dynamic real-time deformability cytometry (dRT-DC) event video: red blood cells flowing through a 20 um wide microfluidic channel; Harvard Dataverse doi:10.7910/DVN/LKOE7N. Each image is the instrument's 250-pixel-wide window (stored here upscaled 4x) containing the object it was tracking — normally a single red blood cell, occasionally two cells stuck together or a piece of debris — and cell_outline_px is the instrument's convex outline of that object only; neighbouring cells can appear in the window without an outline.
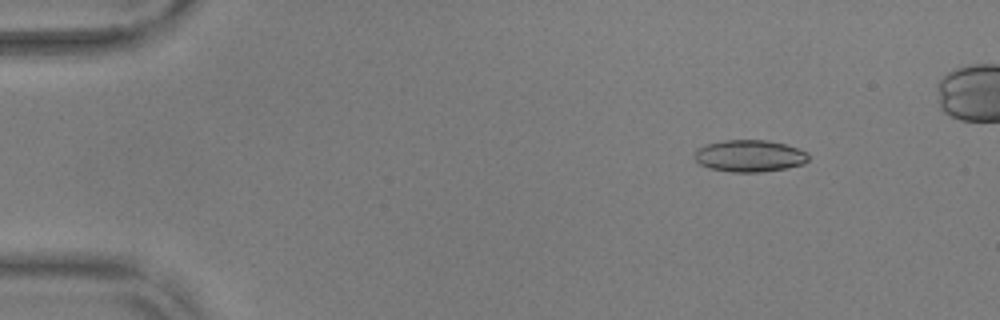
{"species": "common noctule bat (a hibernating species)", "species_latin": "Nyctalus noctula", "temperature_condition": "warm", "stored_images_in_passage": 49, "camera_frame_rate_fps": 3000, "um_per_image_px": 0.085, "animal": {"sex": "male", "body_mass_g": 17.9, "forearm_length_mm": 54.2}, "frame": {"image": 1, "passage_image": 4, "time_ms": 1.0, "image_size_px": [1000, 320], "cell_outline_px": [[808, 160], [804, 164], [788, 168], [760, 172], [732, 172], [708, 168], [700, 164], [696, 160], [696, 148], [704, 144], [724, 140], [768, 140], [784, 144], [808, 152]], "centroid_in_image_um": [63.71, 13.25], "position_along_channel_um": 21.3, "area_um2": 21.27}}
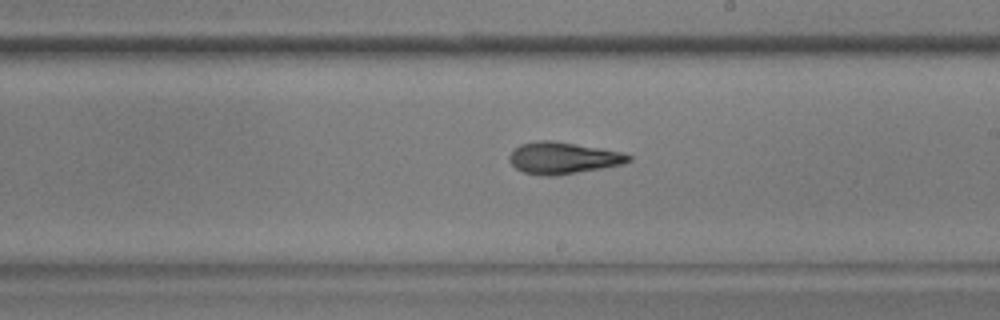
{"frame": {"image": 2, "passage_image": 29, "time_ms": 9.333, "image_size_px": [1000, 320], "cell_outline_px": [[632, 160], [624, 164], [604, 168], [556, 176], [544, 176], [524, 172], [516, 168], [508, 160], [508, 156], [520, 144], [540, 140], [552, 140], [624, 152], [632, 156]], "centroid_in_image_um": [47.89, 13.43], "position_along_channel_um": 241.1, "area_um2": 22.2}}
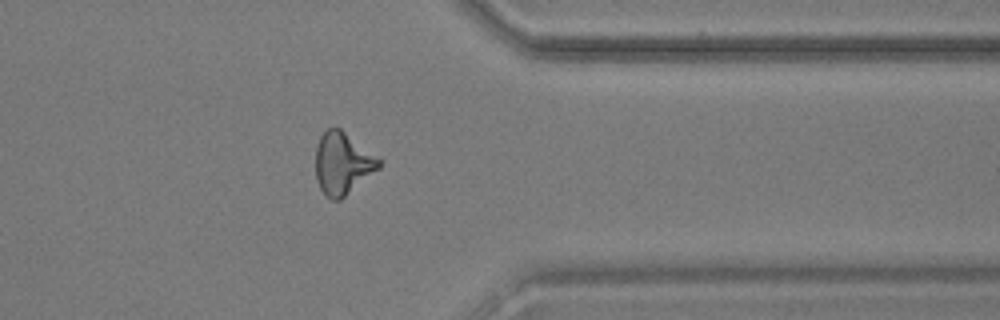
{"frame": {"image": 3, "passage_image": 41, "time_ms": 13.333, "image_size_px": [1000, 320], "cell_outline_px": [[384, 160], [380, 168], [340, 200], [332, 200], [320, 188], [316, 180], [316, 144], [320, 136], [328, 128], [340, 128], [380, 156]], "centroid_in_image_um": [29.17, 13.86], "position_along_channel_um": 382.2, "area_um2": 23.24}}